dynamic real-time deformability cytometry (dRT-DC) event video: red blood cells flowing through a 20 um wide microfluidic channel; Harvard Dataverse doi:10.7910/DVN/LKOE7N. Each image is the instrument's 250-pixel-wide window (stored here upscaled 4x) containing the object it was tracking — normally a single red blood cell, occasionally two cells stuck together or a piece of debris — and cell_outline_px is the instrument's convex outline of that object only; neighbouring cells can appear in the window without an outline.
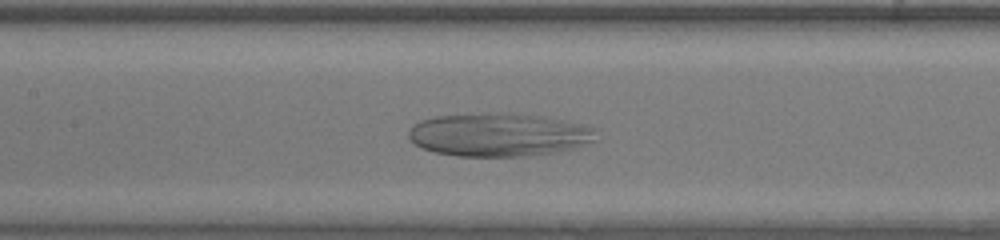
{"species": "human", "species_latin": "Homo sapiens", "temperature_condition": "warm", "stored_images_in_passage": 35, "camera_frame_rate_fps": 3000, "um_per_image_px": 0.085, "donor": {"sex": "female"}, "frame": {"image": 1, "passage_image": 12, "time_ms": 3.667, "image_size_px": [1000, 240], "cell_outline_px": [[596, 140], [572, 148], [552, 152], [524, 156], [456, 156], [432, 152], [416, 144], [408, 136], [408, 132], [412, 124], [420, 120], [432, 116], [488, 112], [540, 116], [580, 124], [592, 128]], "centroid_in_image_um": [42.29, 11.44], "position_along_channel_um": 165.1, "area_um2": 46.93}}
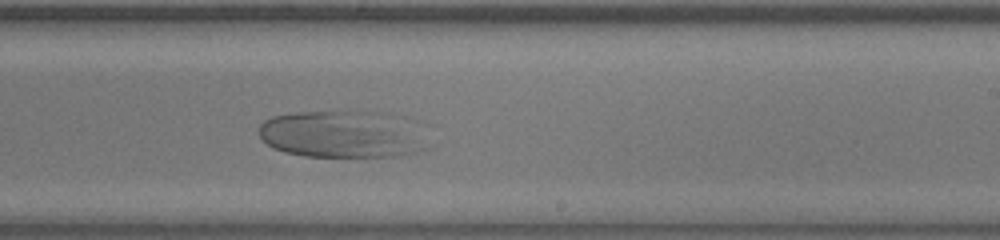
{"frame": {"image": 2, "passage_image": 19, "time_ms": 6.0, "image_size_px": [1000, 240], "cell_outline_px": [[428, 148], [416, 152], [400, 156], [304, 156], [284, 152], [272, 148], [260, 136], [260, 124], [264, 120], [272, 116], [296, 112], [340, 108], [356, 108], [392, 112], [408, 116], [416, 120]], "centroid_in_image_um": [29.2, 11.32], "position_along_channel_um": 259.8, "area_um2": 48.78}}
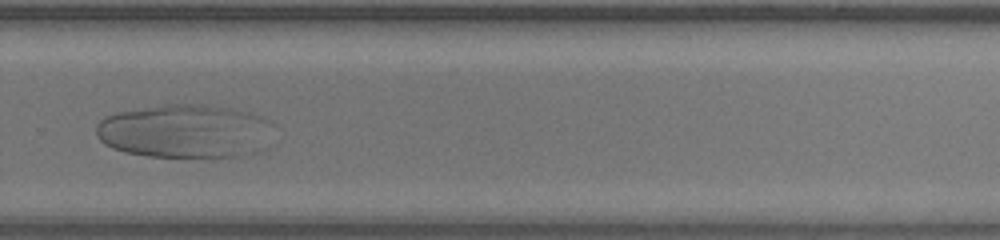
{"frame": {"image": 3, "passage_image": 23, "time_ms": 7.333, "image_size_px": [1000, 240], "cell_outline_px": [[272, 124], [264, 148], [256, 152], [240, 156], [148, 156], [124, 152], [112, 148], [104, 144], [100, 140], [96, 132], [96, 124], [104, 116], [120, 112], [168, 104], [196, 104], [228, 108], [248, 112], [260, 116], [268, 120]], "centroid_in_image_um": [15.69, 11.15], "position_along_channel_um": 314.1, "area_um2": 54.97}}